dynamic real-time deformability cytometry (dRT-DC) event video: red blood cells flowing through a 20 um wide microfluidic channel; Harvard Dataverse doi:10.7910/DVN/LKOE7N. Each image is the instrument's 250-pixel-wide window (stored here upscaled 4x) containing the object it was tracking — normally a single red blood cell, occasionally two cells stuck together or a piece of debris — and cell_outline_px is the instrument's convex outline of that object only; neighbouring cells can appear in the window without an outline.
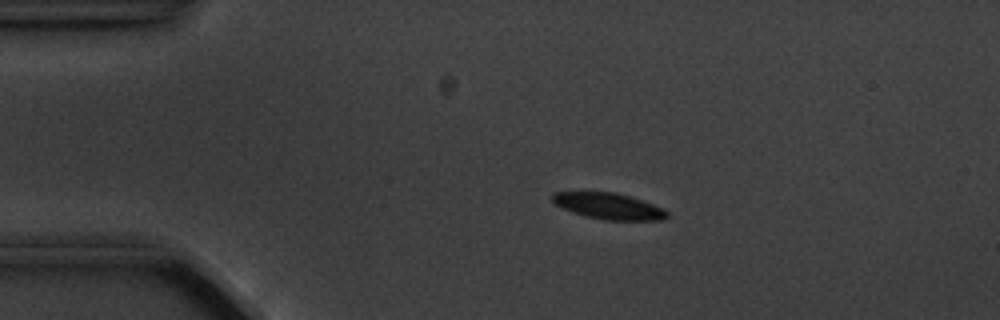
{"species": "common noctule bat (a hibernating species)", "species_latin": "Nyctalus noctula", "temperature_condition": "cold", "stored_images_in_passage": 5, "camera_frame_rate_fps": 3000, "um_per_image_px": 0.085, "animal": {"sex": "male", "body_mass_g": 20.1, "forearm_length_mm": 53.5}, "frame": {"image": 1, "passage_image": 3, "time_ms": 3.333, "image_size_px": [1000, 320], "cell_outline_px": [[668, 216], [664, 220], [604, 220], [584, 216], [560, 208], [552, 204], [552, 192], [616, 192], [664, 208], [668, 212]], "centroid_in_image_um": [51.69, 17.53], "position_along_channel_um": 33.3, "area_um2": 17.63}}